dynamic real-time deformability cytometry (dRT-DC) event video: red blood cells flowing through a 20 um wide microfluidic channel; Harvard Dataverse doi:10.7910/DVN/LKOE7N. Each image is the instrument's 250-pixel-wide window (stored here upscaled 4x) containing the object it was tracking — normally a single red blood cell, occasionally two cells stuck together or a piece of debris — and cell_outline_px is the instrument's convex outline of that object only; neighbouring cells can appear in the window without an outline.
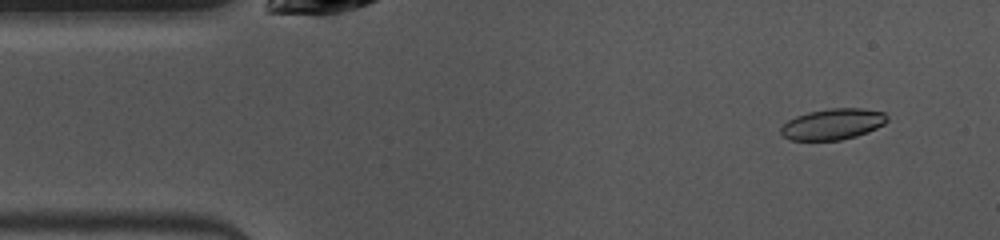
{"species": "common noctule bat (a hibernating species)", "species_latin": "Nyctalus noctula", "temperature_condition": "warm", "stored_images_in_passage": 49, "camera_frame_rate_fps": 3000, "um_per_image_px": 0.085, "animal": {"sex": "female", "body_mass_g": 10.0, "forearm_length_mm": 53.1}, "frame": {"image": 1, "passage_image": 4, "time_ms": 1.0, "image_size_px": [1000, 240], "cell_outline_px": [[888, 120], [884, 124], [868, 132], [856, 136], [840, 140], [788, 140], [780, 132], [780, 128], [788, 120], [796, 116], [808, 112], [832, 108], [860, 108], [884, 112], [888, 116]], "centroid_in_image_um": [70.79, 10.55], "position_along_channel_um": 14.2, "area_um2": 19.19}}
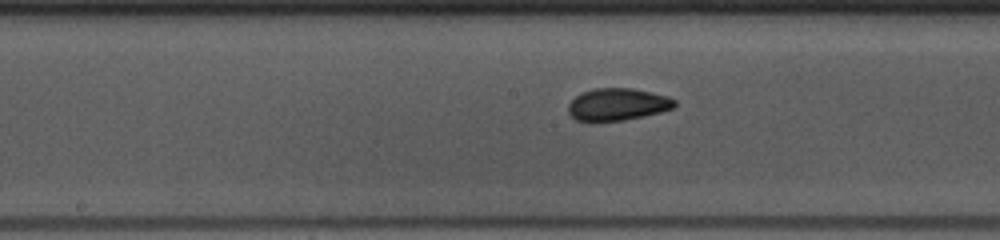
{"frame": {"image": 2, "passage_image": 23, "time_ms": 7.333, "image_size_px": [1000, 240], "cell_outline_px": [[676, 104], [672, 108], [660, 112], [644, 116], [624, 120], [592, 124], [588, 124], [576, 120], [568, 112], [568, 104], [580, 92], [596, 88], [632, 88], [668, 96], [676, 100]], "centroid_in_image_um": [52.43, 8.91], "position_along_channel_um": 195.8, "area_um2": 20.52}}
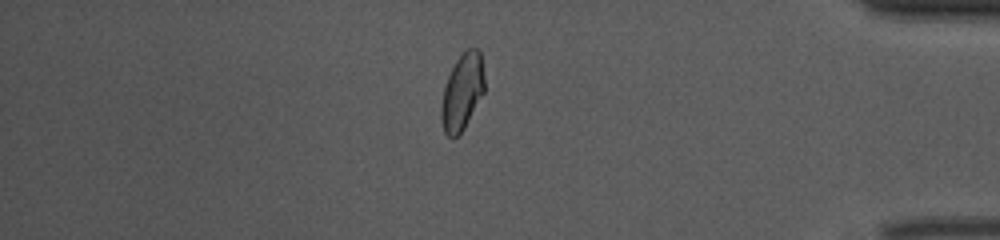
{"frame": {"image": 3, "passage_image": 41, "time_ms": 13.333, "image_size_px": [1000, 240], "cell_outline_px": [[484, 92], [464, 128], [452, 140], [444, 132], [440, 120], [440, 104], [444, 84], [456, 60], [468, 48], [476, 48], [480, 52], [484, 76]], "centroid_in_image_um": [39.25, 7.84], "position_along_channel_um": 395.9, "area_um2": 19.31}, "authors_computed_cell_mechanics": {"area_um2": 19.8832, "velocity_mm_per_s": 3.9795, "shape_relaxation_time_tau1_ms": 3.0115, "shape_relaxation_time_tau2_ms": 1.8449, "deformation_change_tau1": 0.1102, "deformation_change_tau2": 0.037}}